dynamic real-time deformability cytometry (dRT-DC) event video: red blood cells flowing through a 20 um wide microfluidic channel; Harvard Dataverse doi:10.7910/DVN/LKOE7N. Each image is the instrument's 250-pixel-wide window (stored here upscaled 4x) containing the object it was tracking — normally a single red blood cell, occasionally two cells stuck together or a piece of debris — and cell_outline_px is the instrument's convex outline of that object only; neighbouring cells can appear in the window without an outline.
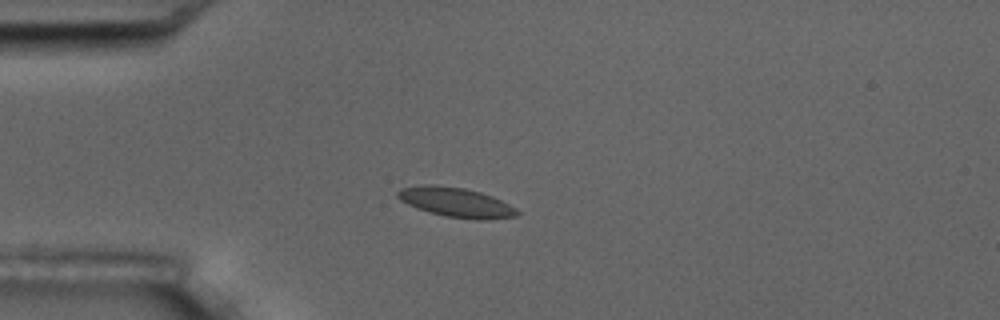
{"species": "common noctule bat (a hibernating species)", "species_latin": "Nyctalus noctula", "temperature_condition": "room temperature", "stored_images_in_passage": 10, "camera_frame_rate_fps": 3000, "um_per_image_px": 0.085, "animal": {"sex": "male", "body_mass_g": 17.5, "forearm_length_mm": 52.3}, "frame": {"image": 1, "passage_image": 4, "time_ms": 3.333, "image_size_px": [1000, 320], "cell_outline_px": [[520, 212], [516, 216], [488, 220], [472, 220], [444, 216], [428, 212], [416, 208], [400, 200], [396, 196], [396, 192], [400, 188], [424, 184], [432, 184], [464, 188], [480, 192], [492, 196], [516, 208]], "centroid_in_image_um": [38.74, 17.2], "position_along_channel_um": 46.3, "area_um2": 20.81}}
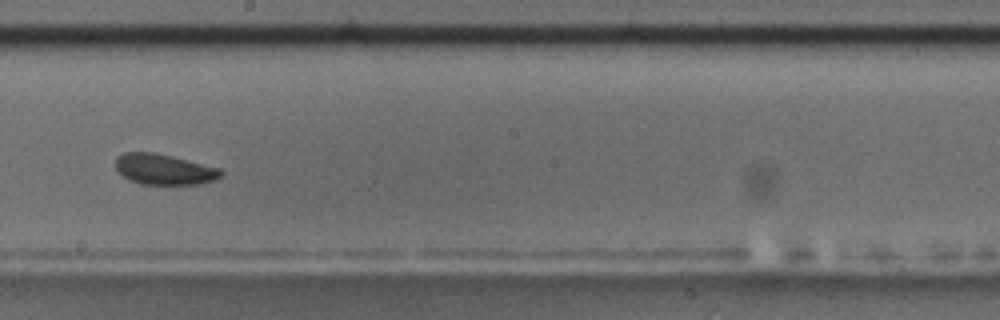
{"frame": {"image": 2, "passage_image": 9, "time_ms": 9.0, "image_size_px": [1000, 320], "cell_outline_px": [[224, 172], [216, 180], [200, 184], [140, 184], [128, 180], [116, 172], [116, 156], [124, 152], [156, 152], [220, 168]], "centroid_in_image_um": [13.92, 14.39], "position_along_channel_um": 234.3, "area_um2": 19.07}}
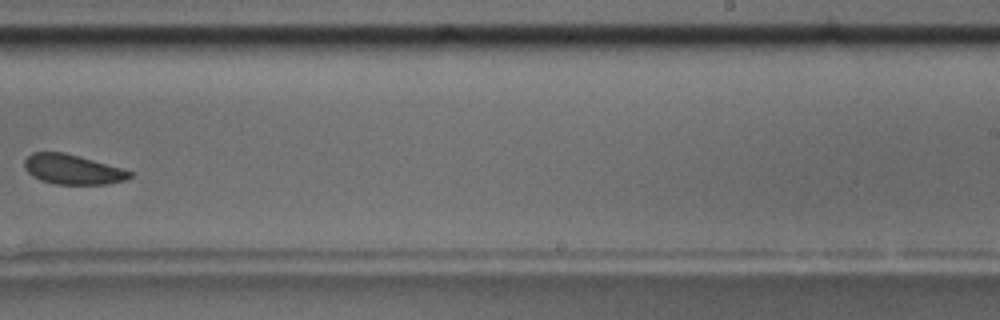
{"frame": {"image": 3, "passage_image": 10, "time_ms": 10.333, "image_size_px": [1000, 320], "cell_outline_px": [[132, 176], [124, 180], [108, 184], [56, 184], [40, 180], [32, 176], [24, 168], [24, 160], [32, 152], [64, 152], [80, 156], [120, 168], [132, 172]], "centroid_in_image_um": [6.13, 14.4], "position_along_channel_um": 282.9, "area_um2": 18.21}}